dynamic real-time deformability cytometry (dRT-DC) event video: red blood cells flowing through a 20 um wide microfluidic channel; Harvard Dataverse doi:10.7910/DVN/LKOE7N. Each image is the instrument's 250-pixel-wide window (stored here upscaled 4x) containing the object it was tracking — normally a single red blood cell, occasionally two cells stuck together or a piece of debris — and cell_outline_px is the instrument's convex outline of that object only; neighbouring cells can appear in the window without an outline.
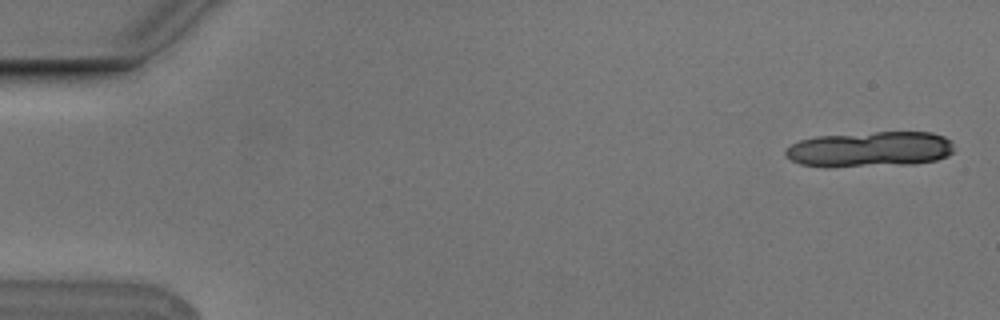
{"species": "Egyptian fruit bat (a non-hibernating species)", "species_latin": "Rousettus aegyptiacus", "temperature_condition": "cold", "stored_images_in_passage": 6, "camera_frame_rate_fps": 3000, "um_per_image_px": 0.085, "animal": {"sex": "male"}, "frame": {"image": 1, "passage_image": 1, "time_ms": 0.0, "image_size_px": [1000, 320], "cell_outline_px": [[952, 152], [948, 156], [936, 160], [916, 164], [800, 164], [784, 156], [784, 148], [800, 140], [816, 136], [876, 132], [932, 132], [944, 136], [952, 140]], "centroid_in_image_um": [74.01, 12.64], "position_along_channel_um": 11.0, "area_um2": 33.81}}